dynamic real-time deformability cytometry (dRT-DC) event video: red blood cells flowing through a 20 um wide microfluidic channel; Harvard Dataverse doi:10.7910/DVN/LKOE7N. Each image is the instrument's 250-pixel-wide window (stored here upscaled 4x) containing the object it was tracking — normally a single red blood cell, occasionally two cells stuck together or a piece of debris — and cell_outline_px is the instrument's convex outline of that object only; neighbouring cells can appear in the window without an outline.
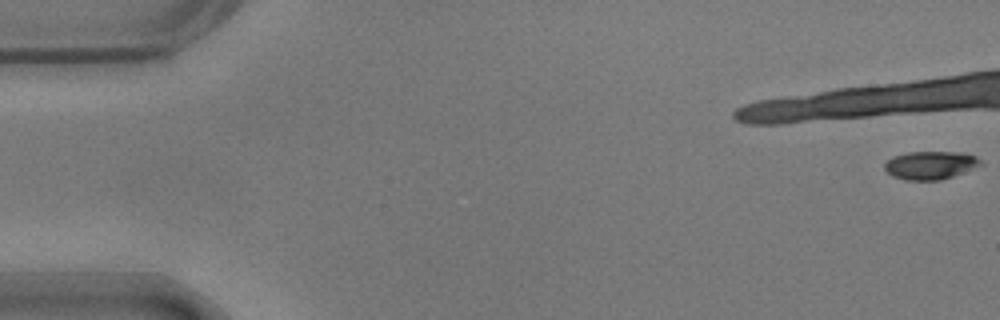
{"species": "common noctule bat (a hibernating species)", "species_latin": "Nyctalus noctula", "temperature_condition": "warm", "stored_images_in_passage": 16, "camera_frame_rate_fps": 3000, "um_per_image_px": 0.085, "animal": {"sex": "male", "body_mass_g": 17.9}, "frame": {"image": 1, "passage_image": 1, "time_ms": 0.0, "image_size_px": [1000, 320], "cell_outline_px": [[984, 164], [952, 176], [940, 180], [904, 180], [892, 176], [884, 168], [884, 164], [892, 156], [908, 152], [956, 152], [976, 156]], "centroid_in_image_um": [79.05, 14.04], "position_along_channel_um": 5.9, "area_um2": 15.66}}